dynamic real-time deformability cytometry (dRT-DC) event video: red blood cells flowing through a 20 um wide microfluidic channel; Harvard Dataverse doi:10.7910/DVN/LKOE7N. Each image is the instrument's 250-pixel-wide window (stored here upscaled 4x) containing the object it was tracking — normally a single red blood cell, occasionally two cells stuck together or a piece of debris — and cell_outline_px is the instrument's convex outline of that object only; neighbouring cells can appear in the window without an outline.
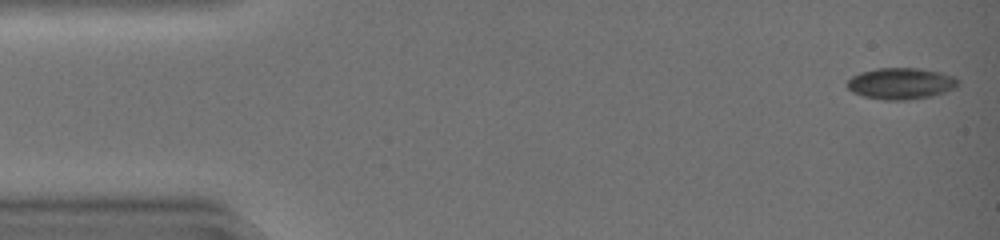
{"species": "common noctule bat (a hibernating species)", "species_latin": "Nyctalus noctula", "temperature_condition": "warm", "stored_images_in_passage": 29, "camera_frame_rate_fps": 3000, "um_per_image_px": 0.085, "animal": {"sex": "female", "body_mass_g": 19.0, "forearm_length_mm": 51.5}, "frame": {"image": 1, "passage_image": 1, "time_ms": 0.0, "image_size_px": [1000, 240], "cell_outline_px": [[960, 84], [956, 88], [932, 96], [908, 100], [884, 100], [864, 96], [852, 92], [848, 88], [848, 80], [852, 76], [860, 72], [876, 68], [920, 68], [940, 72], [956, 76], [960, 80]], "centroid_in_image_um": [76.63, 7.09], "position_along_channel_um": 8.4, "area_um2": 20.52}}
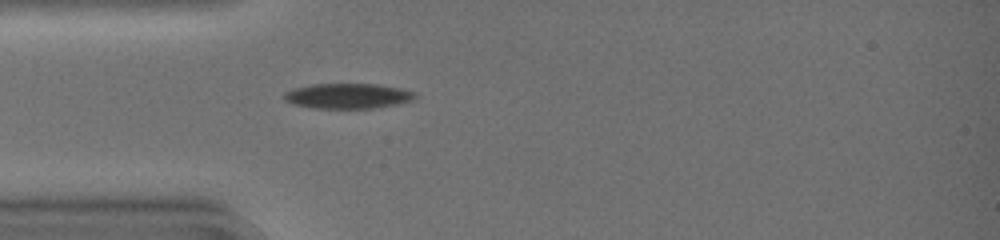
{"frame": {"image": 2, "passage_image": 13, "time_ms": 4.0, "image_size_px": [1000, 240], "cell_outline_px": [[416, 96], [412, 100], [396, 104], [376, 108], [312, 108], [292, 104], [284, 100], [284, 92], [292, 88], [312, 84], [380, 84], [400, 88], [416, 92]], "centroid_in_image_um": [29.54, 8.15], "position_along_channel_um": 55.5, "area_um2": 19.36}}
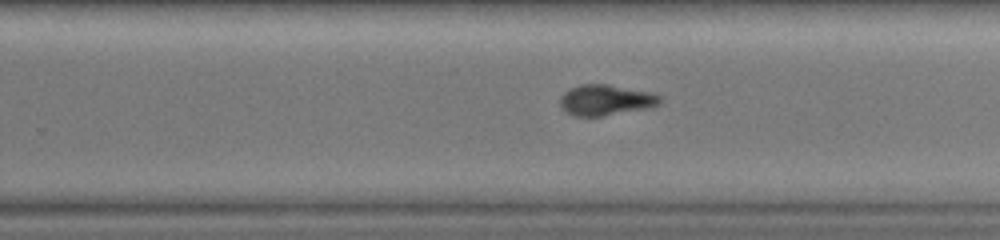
{"frame": {"image": 3, "passage_image": 29, "time_ms": 9.333, "image_size_px": [1000, 240], "cell_outline_px": [[664, 96], [660, 104], [652, 108], [600, 116], [576, 116], [560, 108], [560, 96], [568, 88], [580, 84], [608, 84], [656, 92]], "centroid_in_image_um": [51.57, 8.48], "position_along_channel_um": 278.2, "area_um2": 18.44}}